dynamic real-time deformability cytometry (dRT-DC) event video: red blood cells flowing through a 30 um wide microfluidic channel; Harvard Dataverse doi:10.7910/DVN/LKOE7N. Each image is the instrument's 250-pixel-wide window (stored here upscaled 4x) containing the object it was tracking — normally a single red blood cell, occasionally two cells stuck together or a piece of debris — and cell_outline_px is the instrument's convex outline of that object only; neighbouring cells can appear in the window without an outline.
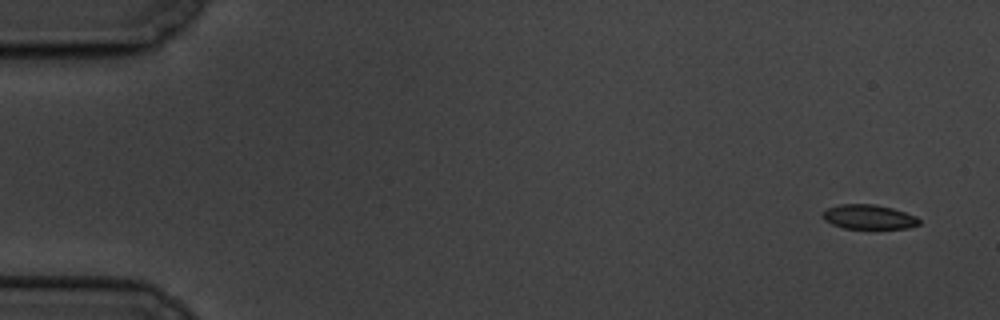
{"species": "common noctule bat (a hibernating species)", "species_latin": "Nyctalus noctula", "temperature_condition": "cold", "stored_images_in_passage": 6, "camera_frame_rate_fps": 3000, "um_per_image_px": 0.085, "animal": {"sex": "male", "body_mass_g": 19.5, "forearm_length_mm": 54.6}, "frame": {"image": 1, "passage_image": 1, "time_ms": 0.0, "image_size_px": [1000, 320], "cell_outline_px": [[920, 224], [908, 228], [844, 228], [832, 224], [824, 220], [820, 216], [828, 208], [840, 204], [876, 204], [892, 208], [916, 216], [920, 220]], "centroid_in_image_um": [73.83, 18.43], "position_along_channel_um": 11.2, "area_um2": 13.7}}